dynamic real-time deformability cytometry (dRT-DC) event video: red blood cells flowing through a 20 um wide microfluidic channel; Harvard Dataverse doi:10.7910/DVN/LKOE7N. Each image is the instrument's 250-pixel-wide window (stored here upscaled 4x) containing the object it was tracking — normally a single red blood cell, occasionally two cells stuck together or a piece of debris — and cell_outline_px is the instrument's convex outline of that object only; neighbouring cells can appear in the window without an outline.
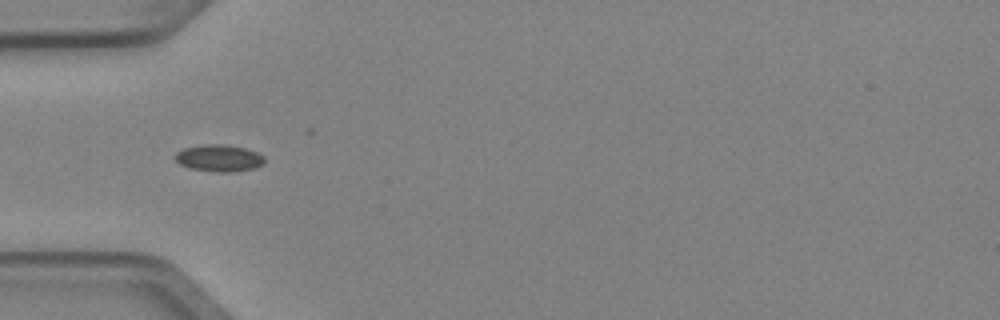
{"species": "Egyptian fruit bat (a non-hibernating species)", "species_latin": "Rousettus aegyptiacus", "temperature_condition": "cold", "stored_images_in_passage": 6, "segment_of_instrument_passage": [2, 2], "camera_frame_rate_fps": 3000, "um_per_image_px": 0.085, "animal": {"sex": "female"}, "frame": {"image": 1, "passage_image": 5, "time_ms": 1.333, "image_size_px": [1000, 320], "cell_outline_px": [[264, 164], [252, 168], [228, 172], [220, 172], [192, 168], [180, 164], [176, 160], [176, 152], [184, 148], [204, 144], [224, 144], [244, 148], [256, 152], [264, 156]], "centroid_in_image_um": [18.62, 13.42], "position_along_channel_um": 66.4, "area_um2": 13.7}}
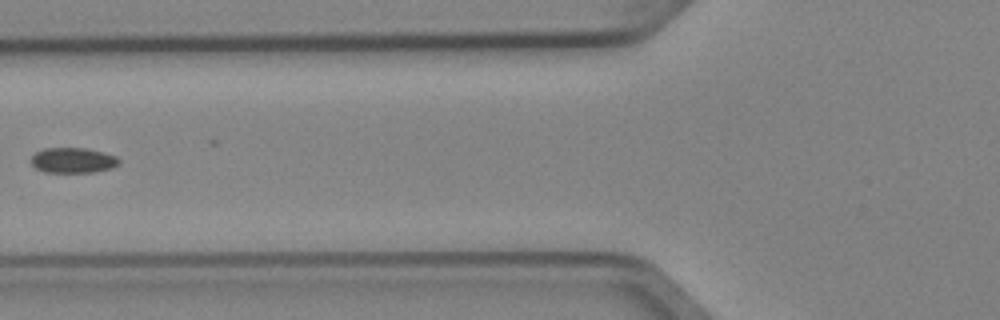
{"frame": {"image": 2, "passage_image": 6, "time_ms": 1.667, "image_size_px": [1000, 320], "cell_outline_px": [[120, 160], [112, 168], [92, 172], [44, 172], [36, 168], [32, 164], [32, 156], [36, 152], [44, 148], [84, 148], [104, 152], [116, 156]], "centroid_in_image_um": [6.19, 13.62], "position_along_channel_um": 119.6, "area_um2": 12.83}}